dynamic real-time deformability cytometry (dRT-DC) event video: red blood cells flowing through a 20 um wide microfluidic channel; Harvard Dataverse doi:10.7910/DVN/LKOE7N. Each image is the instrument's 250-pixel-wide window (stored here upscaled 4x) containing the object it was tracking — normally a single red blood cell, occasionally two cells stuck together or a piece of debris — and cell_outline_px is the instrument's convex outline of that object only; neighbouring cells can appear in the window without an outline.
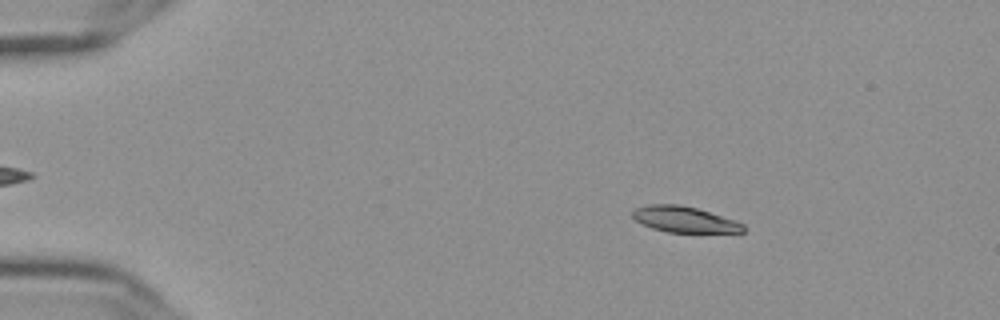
{"species": "Egyptian fruit bat (a non-hibernating species)", "species_latin": "Rousettus aegyptiacus", "temperature_condition": "cold", "stored_images_in_passage": 52, "camera_frame_rate_fps": 3000, "um_per_image_px": 0.085, "frame": {"image": 1, "passage_image": 5, "time_ms": 1.333, "image_size_px": [1000, 320], "cell_outline_px": [[744, 232], [668, 232], [652, 228], [640, 224], [632, 216], [632, 212], [636, 208], [648, 204], [680, 204], [696, 208], [736, 220], [744, 224]], "centroid_in_image_um": [58.15, 18.64], "position_along_channel_um": 26.8, "area_um2": 16.7}}
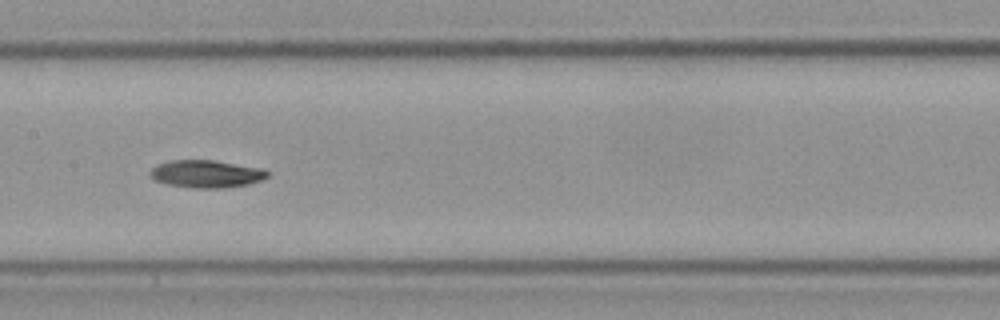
{"frame": {"image": 2, "passage_image": 25, "time_ms": 8.0, "image_size_px": [1000, 320], "cell_outline_px": [[268, 176], [260, 180], [248, 184], [224, 188], [192, 188], [168, 184], [156, 180], [148, 172], [156, 164], [172, 160], [212, 160], [264, 168], [268, 172]], "centroid_in_image_um": [17.54, 14.77], "position_along_channel_um": 189.9, "area_um2": 18.79}}
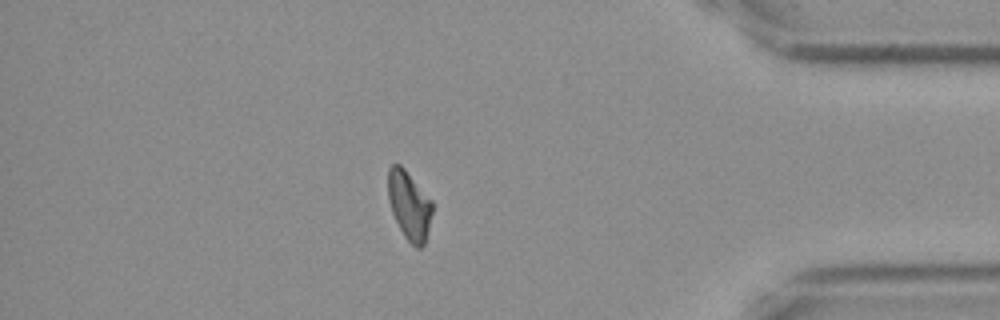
{"frame": {"image": 3, "passage_image": 45, "time_ms": 14.667, "image_size_px": [1000, 320], "cell_outline_px": [[432, 212], [424, 244], [420, 248], [416, 248], [404, 236], [392, 212], [388, 200], [388, 168], [392, 164], [400, 164], [404, 168], [432, 200]], "centroid_in_image_um": [34.77, 17.43], "position_along_channel_um": 400.4, "area_um2": 17.51}, "authors_computed_cell_mechanics": {"area_um2": 18.207, "velocity_mm_per_s": 3.6232, "shape_relaxation_time_tau1_ms": null, "shape_relaxation_time_tau2_ms": 6.8574, "deformation_change_tau1": null, "deformation_change_tau2": 0.1237}}